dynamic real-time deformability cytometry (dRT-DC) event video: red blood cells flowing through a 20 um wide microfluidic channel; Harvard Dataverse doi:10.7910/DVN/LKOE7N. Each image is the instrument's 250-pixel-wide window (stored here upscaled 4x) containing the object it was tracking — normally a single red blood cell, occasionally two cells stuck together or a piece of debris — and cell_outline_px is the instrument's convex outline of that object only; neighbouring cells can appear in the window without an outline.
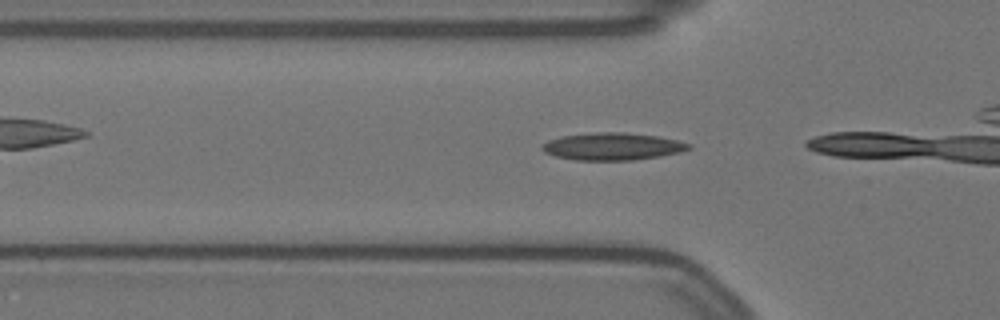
{"species": "Egyptian fruit bat (a non-hibernating species)", "species_latin": "Rousettus aegyptiacus", "temperature_condition": "warm", "stored_images_in_passage": 5, "camera_frame_rate_fps": 3000, "um_per_image_px": 0.085, "animal": {"sex": "female"}, "frame": {"image": 1, "passage_image": 3, "time_ms": 0.667, "image_size_px": [1000, 320], "cell_outline_px": [[692, 148], [680, 152], [660, 156], [632, 160], [576, 160], [556, 156], [544, 152], [540, 148], [548, 140], [560, 136], [600, 132], [624, 132], [656, 136], [676, 140], [692, 144]], "centroid_in_image_um": [52.06, 12.45], "position_along_channel_um": 73.7, "area_um2": 23.24}}